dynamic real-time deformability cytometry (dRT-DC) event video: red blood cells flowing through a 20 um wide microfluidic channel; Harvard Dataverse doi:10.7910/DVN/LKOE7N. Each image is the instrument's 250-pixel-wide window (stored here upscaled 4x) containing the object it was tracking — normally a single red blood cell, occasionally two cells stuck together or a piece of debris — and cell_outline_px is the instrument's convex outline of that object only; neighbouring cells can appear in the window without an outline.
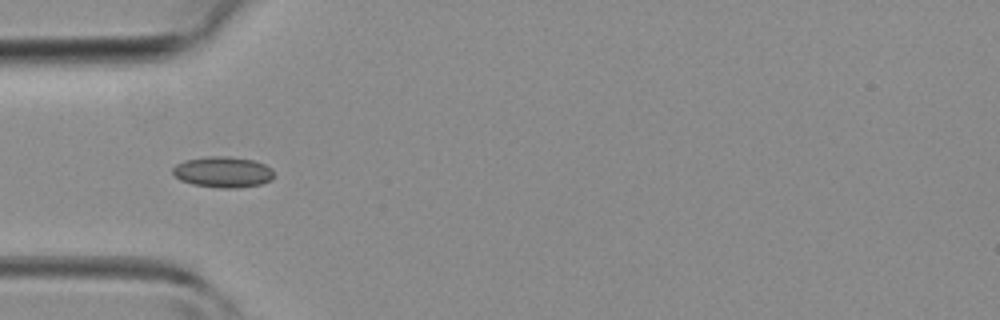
{"species": "common noctule bat (a hibernating species)", "species_latin": "Nyctalus noctula", "temperature_condition": "room temperature", "stored_images_in_passage": 41, "camera_frame_rate_fps": 3000, "um_per_image_px": 0.085, "animal": {"sex": "female", "body_mass_g": 19.3, "forearm_length_mm": 54.1}, "frame": {"image": 1, "passage_image": 12, "time_ms": 3.667, "image_size_px": [1000, 320], "cell_outline_px": [[276, 176], [272, 180], [260, 184], [236, 188], [216, 188], [192, 184], [180, 180], [172, 172], [172, 168], [176, 164], [184, 160], [204, 156], [228, 156], [252, 160], [264, 164], [272, 168]], "centroid_in_image_um": [18.95, 14.62], "position_along_channel_um": 66.0, "area_um2": 18.5}}
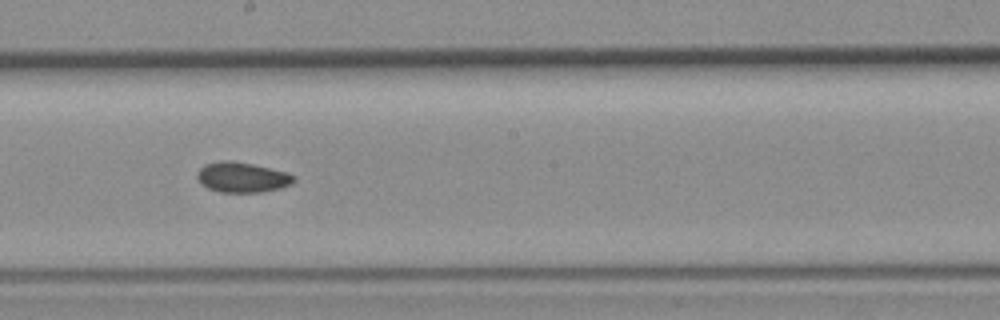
{"frame": {"image": 2, "passage_image": 22, "time_ms": 7.0, "image_size_px": [1000, 320], "cell_outline_px": [[296, 180], [292, 184], [280, 188], [260, 192], [220, 192], [208, 188], [200, 184], [196, 176], [196, 172], [204, 164], [224, 160], [228, 160], [252, 164], [288, 172], [296, 176]], "centroid_in_image_um": [20.58, 15.07], "position_along_channel_um": 227.6, "area_um2": 17.17}}
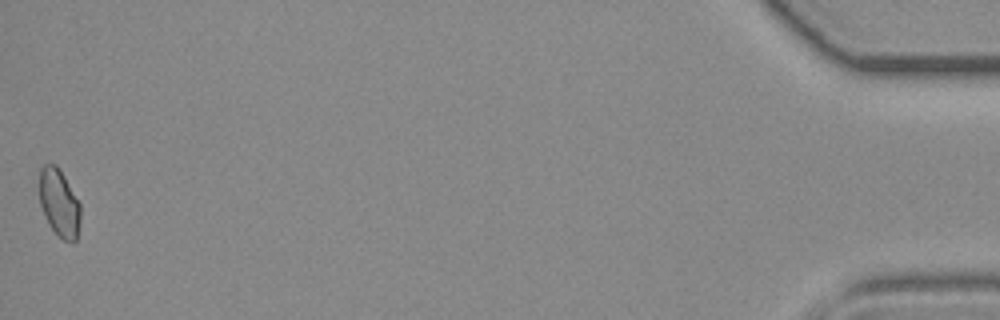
{"frame": {"image": 3, "passage_image": 41, "time_ms": 13.333, "image_size_px": [1000, 320], "cell_outline_px": [[80, 220], [76, 240], [72, 244], [64, 240], [48, 224], [40, 204], [40, 168], [44, 164], [56, 164], [64, 176], [80, 204]], "centroid_in_image_um": [5.03, 17.26], "position_along_channel_um": 430.2, "area_um2": 16.01}}